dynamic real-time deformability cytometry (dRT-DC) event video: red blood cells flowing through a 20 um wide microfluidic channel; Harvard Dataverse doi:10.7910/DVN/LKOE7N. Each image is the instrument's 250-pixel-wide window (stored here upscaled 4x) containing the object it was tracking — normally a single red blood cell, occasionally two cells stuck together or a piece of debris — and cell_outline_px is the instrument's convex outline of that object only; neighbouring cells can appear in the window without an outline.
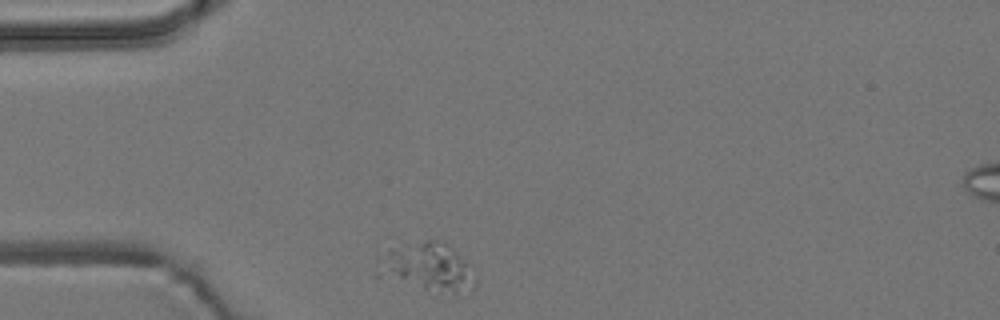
{"species": "common noctule bat (a hibernating species)", "species_latin": "Nyctalus noctula", "temperature_condition": "room temperature", "stored_images_in_passage": 32, "camera_frame_rate_fps": 3000, "um_per_image_px": 0.085, "animal": {"sex": "male", "body_mass_g": 19.2, "forearm_length_mm": 51.8}, "frame": {"image": 1, "passage_image": 1, "time_ms": 0.0, "image_size_px": [1000, 320], "cell_outline_px": [[476, 284], [472, 288], [456, 292], [376, 276], [376, 256], [388, 248], [428, 240], [440, 240], [448, 244], [464, 260], [476, 280]], "centroid_in_image_um": [36.22, 22.61], "position_along_channel_um": 48.8, "area_um2": 26.24}}
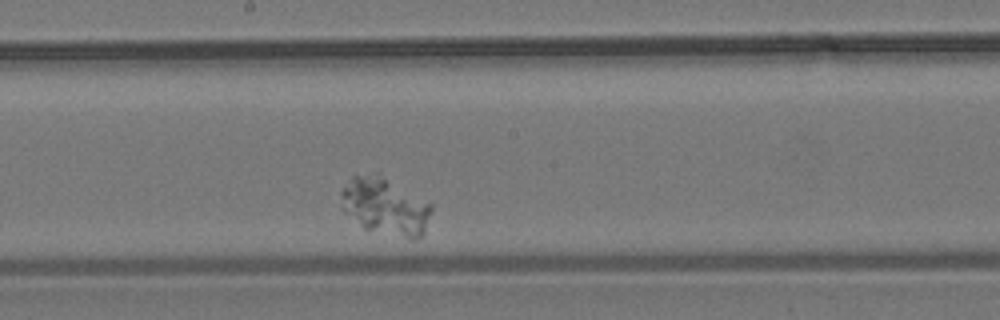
{"frame": {"image": 2, "passage_image": 18, "time_ms": 5.667, "image_size_px": [1000, 320], "cell_outline_px": [[432, 208], [424, 232], [420, 236], [412, 240], [364, 228], [344, 212], [340, 208], [340, 188], [352, 176], [380, 172], [432, 204]], "centroid_in_image_um": [32.7, 17.5], "position_along_channel_um": 215.5, "area_um2": 30.63}}
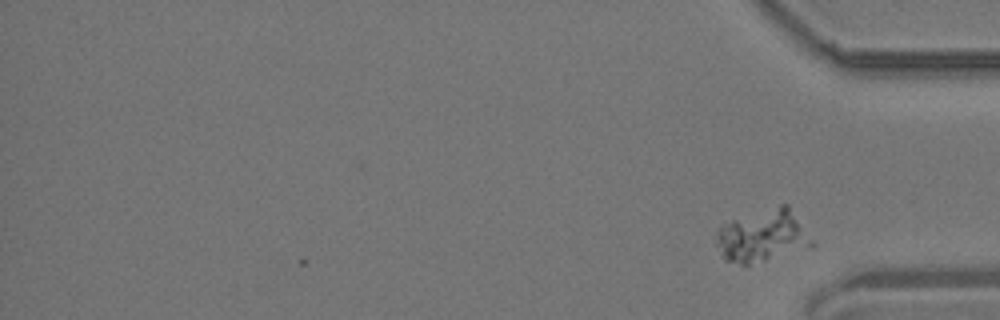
{"frame": {"image": 3, "passage_image": 32, "time_ms": 10.333, "image_size_px": [1000, 320], "cell_outline_px": [[816, 244], [812, 248], [748, 264], [740, 264], [724, 260], [720, 256], [716, 244], [716, 232], [720, 224], [780, 204], [788, 204]], "centroid_in_image_um": [64.82, 20.06], "position_along_channel_um": 370.4, "area_um2": 29.25}}